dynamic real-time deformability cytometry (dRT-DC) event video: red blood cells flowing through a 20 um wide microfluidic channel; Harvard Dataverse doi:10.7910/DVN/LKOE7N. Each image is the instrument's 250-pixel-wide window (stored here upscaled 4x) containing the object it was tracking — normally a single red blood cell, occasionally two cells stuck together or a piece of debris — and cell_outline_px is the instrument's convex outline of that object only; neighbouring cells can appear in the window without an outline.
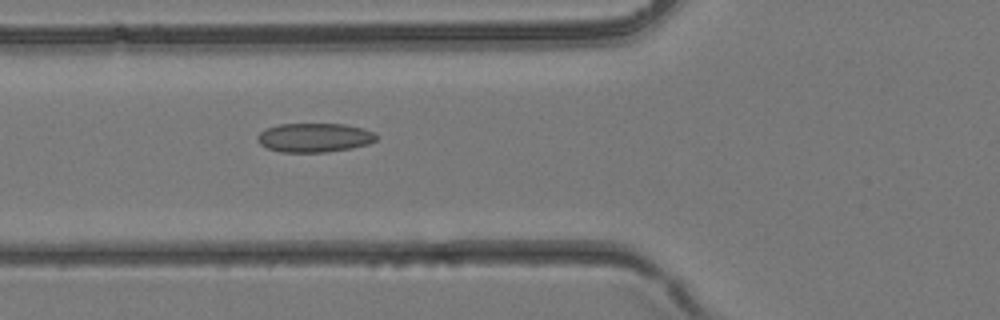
{"species": "common noctule bat (a hibernating species)", "species_latin": "Nyctalus noctula", "temperature_condition": "room temperature", "stored_images_in_passage": 39, "camera_frame_rate_fps": 3000, "um_per_image_px": 0.085, "animal": {"sex": "female", "body_mass_g": 24.6, "forearm_length_mm": 56.2}, "frame": {"image": 1, "passage_image": 15, "time_ms": 4.667, "image_size_px": [1000, 320], "cell_outline_px": [[380, 136], [376, 140], [368, 144], [352, 148], [328, 152], [280, 152], [268, 148], [260, 144], [256, 140], [256, 136], [260, 132], [268, 128], [280, 124], [344, 124], [364, 128], [376, 132]], "centroid_in_image_um": [26.77, 11.7], "position_along_channel_um": 99.0, "area_um2": 20.35}}
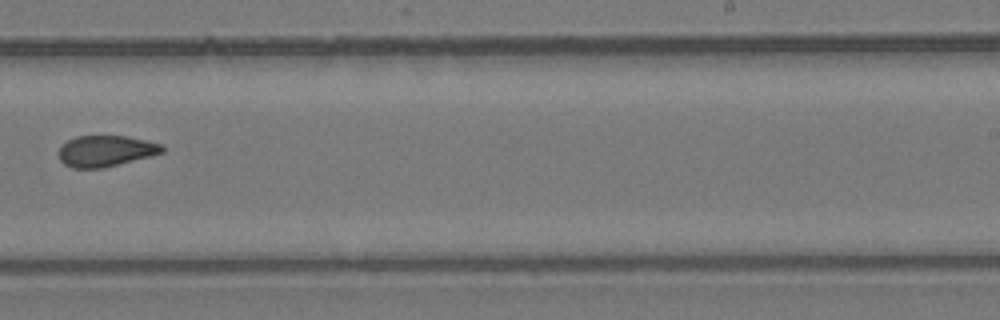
{"frame": {"image": 2, "passage_image": 25, "time_ms": 8.0, "image_size_px": [1000, 320], "cell_outline_px": [[164, 152], [104, 168], [72, 168], [64, 164], [60, 160], [60, 148], [68, 140], [76, 136], [128, 136], [164, 144]], "centroid_in_image_um": [9.01, 12.83], "position_along_channel_um": 280.0, "area_um2": 18.67}}
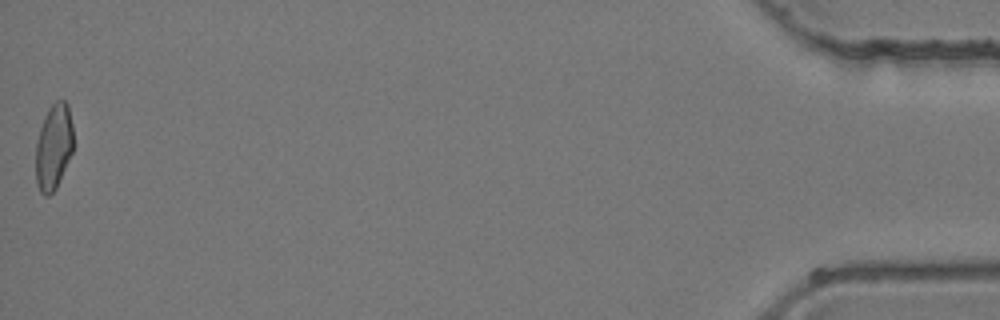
{"frame": {"image": 3, "passage_image": 39, "time_ms": 12.667, "image_size_px": [1000, 320], "cell_outline_px": [[72, 152], [56, 188], [48, 196], [44, 196], [40, 192], [36, 184], [36, 140], [44, 116], [48, 108], [56, 100], [64, 100], [68, 104], [72, 124]], "centroid_in_image_um": [4.54, 12.47], "position_along_channel_um": 430.7, "area_um2": 18.79}}